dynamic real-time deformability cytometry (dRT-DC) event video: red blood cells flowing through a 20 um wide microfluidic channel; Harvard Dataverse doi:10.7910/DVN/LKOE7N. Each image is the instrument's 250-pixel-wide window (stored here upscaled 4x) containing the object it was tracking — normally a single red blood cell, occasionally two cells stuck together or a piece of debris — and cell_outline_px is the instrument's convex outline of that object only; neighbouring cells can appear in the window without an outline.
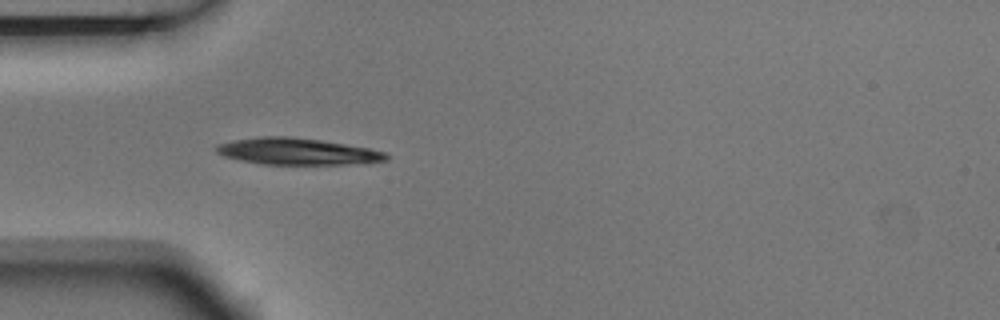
{"species": "Egyptian fruit bat (a non-hibernating species)", "species_latin": "Rousettus aegyptiacus", "temperature_condition": "room temperature", "stored_images_in_passage": 7, "camera_frame_rate_fps": 3000, "um_per_image_px": 0.085, "animal": {"sex": "male"}, "frame": {"image": 1, "passage_image": 1, "time_ms": 0.0, "image_size_px": [1000, 320], "cell_outline_px": [[388, 160], [368, 164], [260, 164], [240, 160], [224, 156], [216, 152], [216, 144], [232, 140], [264, 136], [288, 136], [320, 140], [368, 148], [388, 152]], "centroid_in_image_um": [25.31, 12.88], "position_along_channel_um": 59.7, "area_um2": 26.53}}
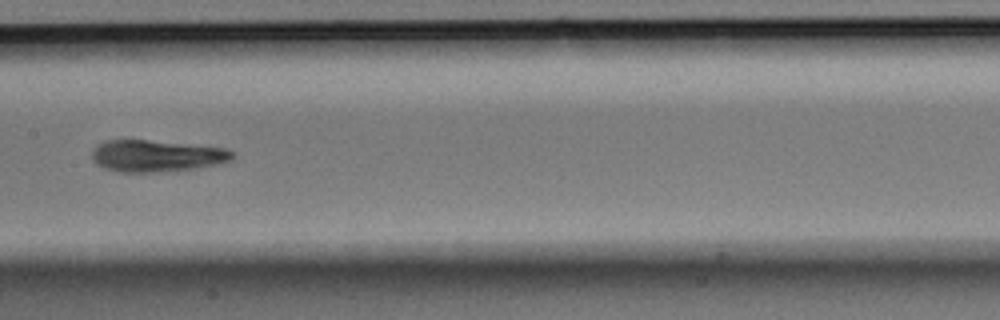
{"frame": {"image": 2, "passage_image": 4, "time_ms": 1.0, "image_size_px": [1000, 320], "cell_outline_px": [[236, 156], [232, 160], [216, 164], [192, 168], [156, 172], [120, 172], [104, 168], [96, 164], [92, 160], [92, 152], [100, 144], [108, 140], [144, 140], [224, 148], [236, 152]], "centroid_in_image_um": [13.31, 13.26], "position_along_channel_um": 194.1, "area_um2": 25.55}}
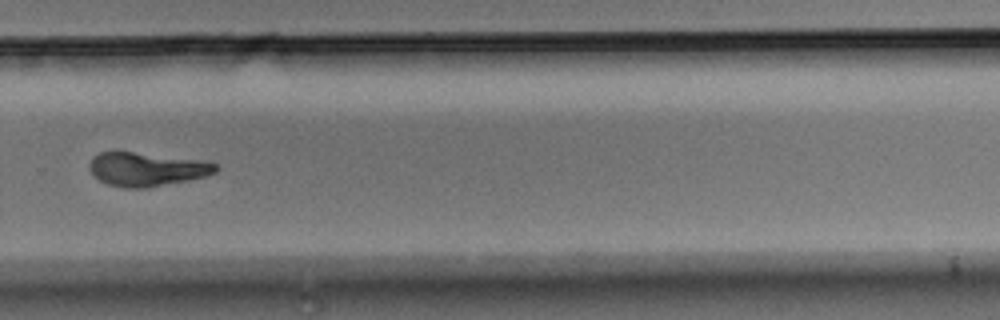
{"frame": {"image": 3, "passage_image": 7, "time_ms": 2.0, "image_size_px": [1000, 320], "cell_outline_px": [[220, 168], [216, 172], [204, 176], [188, 180], [148, 188], [124, 188], [108, 184], [100, 180], [88, 168], [88, 164], [92, 156], [100, 152], [132, 152], [200, 160], [216, 164]], "centroid_in_image_um": [12.44, 14.39], "position_along_channel_um": 317.4, "area_um2": 24.62}}